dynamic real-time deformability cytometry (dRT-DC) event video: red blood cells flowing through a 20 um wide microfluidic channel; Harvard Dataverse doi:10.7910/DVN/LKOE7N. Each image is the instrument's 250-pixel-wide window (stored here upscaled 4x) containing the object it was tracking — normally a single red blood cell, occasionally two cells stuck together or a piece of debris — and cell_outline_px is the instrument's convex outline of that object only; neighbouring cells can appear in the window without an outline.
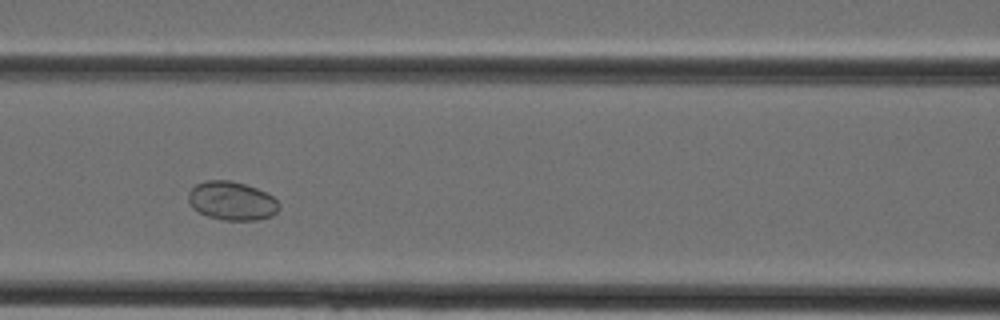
{"species": "Egyptian fruit bat (a non-hibernating species)", "species_latin": "Rousettus aegyptiacus", "temperature_condition": "cold", "stored_images_in_passage": 33, "camera_frame_rate_fps": 3000, "um_per_image_px": 0.085, "animal": {"sex": "female"}, "frame": {"image": 1, "passage_image": 11, "time_ms": 3.333, "image_size_px": [1000, 320], "cell_outline_px": [[280, 208], [272, 216], [256, 220], [224, 220], [208, 216], [192, 208], [188, 200], [188, 192], [196, 184], [204, 180], [232, 180], [256, 188], [272, 196], [280, 204]], "centroid_in_image_um": [19.69, 17.07], "position_along_channel_um": 146.9, "area_um2": 20.46}}
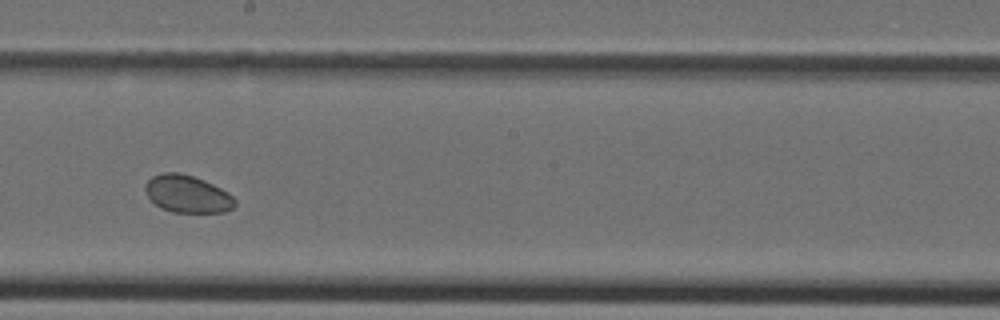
{"frame": {"image": 2, "passage_image": 16, "time_ms": 5.0, "image_size_px": [1000, 320], "cell_outline_px": [[236, 204], [232, 208], [224, 212], [172, 212], [160, 208], [148, 196], [144, 188], [148, 180], [152, 176], [164, 172], [180, 172], [204, 180], [228, 192], [236, 200]], "centroid_in_image_um": [15.92, 16.49], "position_along_channel_um": 232.3, "area_um2": 19.48}}
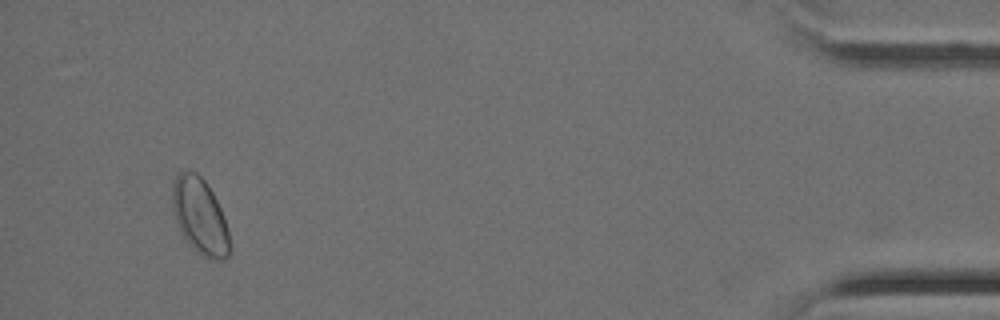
{"frame": {"image": 3, "passage_image": 31, "time_ms": 10.0, "image_size_px": [1000, 320], "cell_outline_px": [[232, 252], [224, 260], [208, 260], [196, 252], [188, 244], [180, 232], [172, 208], [172, 188], [176, 176], [180, 172], [196, 172], [204, 180], [212, 192], [220, 208], [228, 228], [232, 248]], "centroid_in_image_um": [17.02, 18.46], "position_along_channel_um": 418.2, "area_um2": 25.72}}